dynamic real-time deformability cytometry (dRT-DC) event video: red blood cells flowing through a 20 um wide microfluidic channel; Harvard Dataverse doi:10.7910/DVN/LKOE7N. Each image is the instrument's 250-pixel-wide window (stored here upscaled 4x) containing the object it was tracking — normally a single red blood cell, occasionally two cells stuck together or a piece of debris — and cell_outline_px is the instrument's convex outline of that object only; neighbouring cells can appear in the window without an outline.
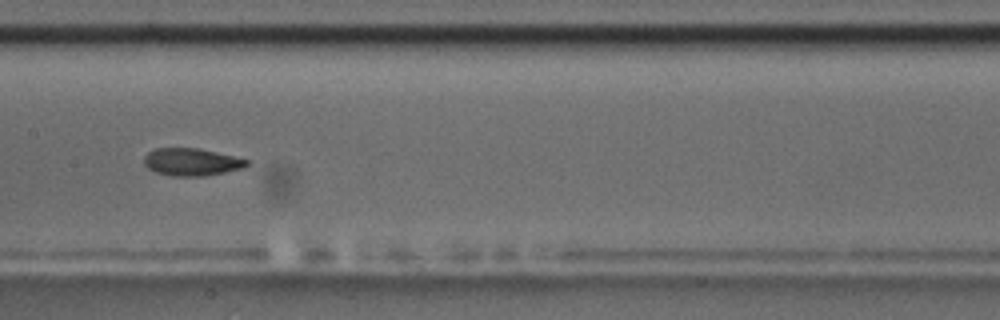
{"species": "common noctule bat (a hibernating species)", "species_latin": "Nyctalus noctula", "temperature_condition": "room temperature", "stored_images_in_passage": 9, "camera_frame_rate_fps": 3000, "um_per_image_px": 0.085, "animal": {"sex": "male", "body_mass_g": 17.5, "forearm_length_mm": 52.3}, "frame": {"image": 1, "passage_image": 9, "time_ms": 9.333, "image_size_px": [1000, 320], "cell_outline_px": [[248, 164], [244, 168], [204, 176], [172, 176], [156, 172], [148, 168], [144, 164], [144, 156], [152, 148], [196, 148], [216, 152], [248, 160]], "centroid_in_image_um": [16.24, 13.77], "position_along_channel_um": 191.2, "area_um2": 16.36}}